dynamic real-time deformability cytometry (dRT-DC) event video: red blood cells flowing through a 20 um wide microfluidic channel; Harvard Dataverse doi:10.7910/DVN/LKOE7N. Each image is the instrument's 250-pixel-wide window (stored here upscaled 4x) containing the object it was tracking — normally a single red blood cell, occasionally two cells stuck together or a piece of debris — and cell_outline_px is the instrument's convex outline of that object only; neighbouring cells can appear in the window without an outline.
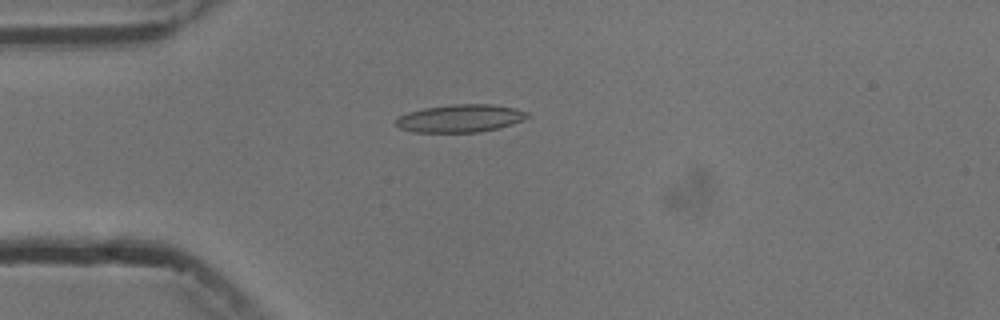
{"species": "common noctule bat (a hibernating species)", "species_latin": "Nyctalus noctula", "temperature_condition": "cold", "stored_images_in_passage": 8, "camera_frame_rate_fps": 3000, "um_per_image_px": 0.085, "animal": {"sex": "male", "body_mass_g": 13.3}, "frame": {"image": 1, "passage_image": 4, "time_ms": 3.667, "image_size_px": [1000, 320], "cell_outline_px": [[528, 116], [512, 124], [496, 128], [476, 132], [416, 132], [400, 128], [396, 124], [396, 120], [400, 116], [408, 112], [424, 108], [452, 104], [492, 104], [516, 108], [528, 112]], "centroid_in_image_um": [39.11, 10.05], "position_along_channel_um": 45.9, "area_um2": 20.98}}
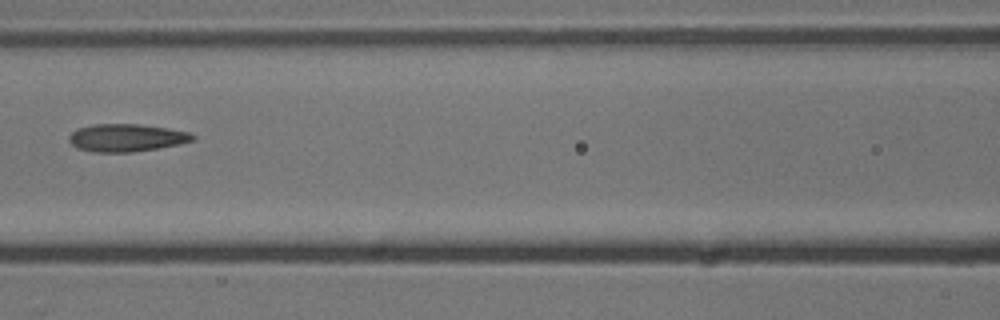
{"frame": {"image": 2, "passage_image": 7, "time_ms": 7.0, "image_size_px": [1000, 320], "cell_outline_px": [[196, 140], [180, 144], [132, 152], [96, 152], [76, 148], [68, 140], [68, 136], [76, 128], [92, 124], [140, 124], [168, 128], [188, 132], [196, 136]], "centroid_in_image_um": [10.74, 11.7], "position_along_channel_um": 155.9, "area_um2": 20.06}}
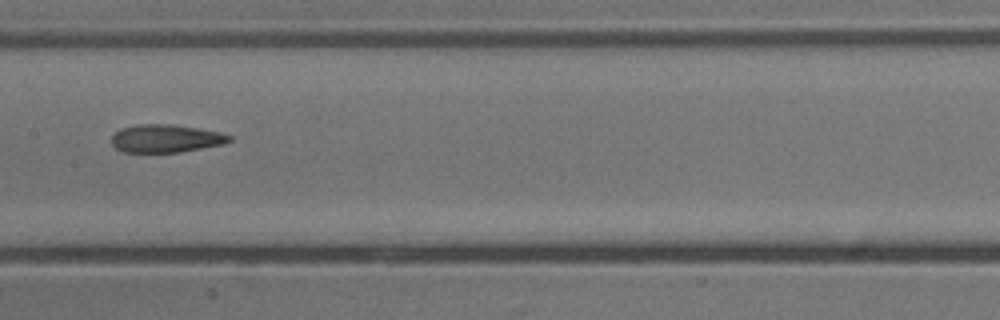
{"frame": {"image": 3, "passage_image": 8, "time_ms": 8.0, "image_size_px": [1000, 320], "cell_outline_px": [[232, 140], [224, 144], [180, 152], [124, 152], [116, 148], [112, 144], [112, 136], [120, 128], [136, 124], [172, 124], [220, 132], [232, 136]], "centroid_in_image_um": [14.1, 11.77], "position_along_channel_um": 193.3, "area_um2": 19.19}}